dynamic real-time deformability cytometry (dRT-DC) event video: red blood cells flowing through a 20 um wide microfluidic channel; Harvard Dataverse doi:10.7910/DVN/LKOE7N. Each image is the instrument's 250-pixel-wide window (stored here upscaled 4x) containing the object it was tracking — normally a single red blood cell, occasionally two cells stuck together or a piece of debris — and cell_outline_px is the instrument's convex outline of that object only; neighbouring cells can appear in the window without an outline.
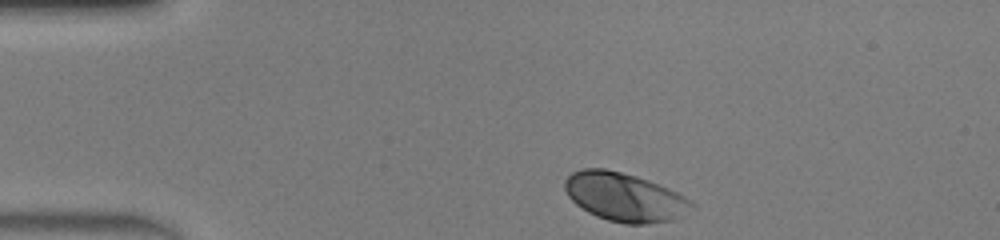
{"species": "human", "species_latin": "Homo sapiens", "temperature_condition": "warm", "stored_images_in_passage": 33, "camera_frame_rate_fps": 3000, "um_per_image_px": 0.085, "donor": {"sex": "male"}, "frame": {"image": 1, "passage_image": 1, "time_ms": 0.0, "image_size_px": [1000, 240], "cell_outline_px": [[696, 208], [672, 220], [644, 224], [624, 224], [608, 220], [596, 216], [588, 212], [576, 204], [568, 196], [564, 188], [564, 180], [572, 172], [584, 168], [604, 168], [636, 176], [648, 180], [668, 188], [692, 200], [696, 204]], "centroid_in_image_um": [53.1, 16.75], "position_along_channel_um": 31.9, "area_um2": 36.01}}
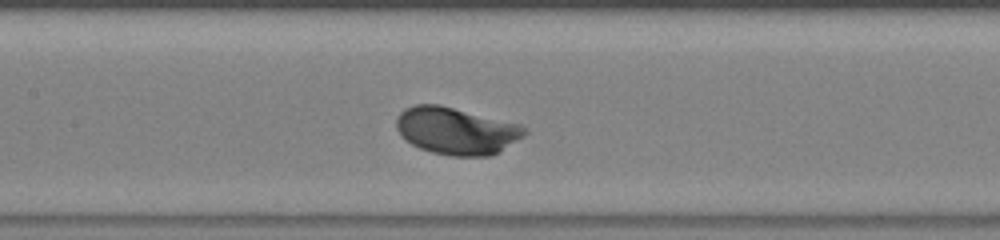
{"frame": {"image": 2, "passage_image": 15, "time_ms": 4.667, "image_size_px": [1000, 240], "cell_outline_px": [[528, 132], [524, 136], [500, 152], [492, 156], [448, 156], [432, 152], [420, 148], [404, 140], [400, 136], [396, 128], [396, 116], [404, 108], [416, 104], [440, 104], [520, 124], [528, 128]], "centroid_in_image_um": [38.78, 11.12], "position_along_channel_um": 168.6, "area_um2": 35.72}}
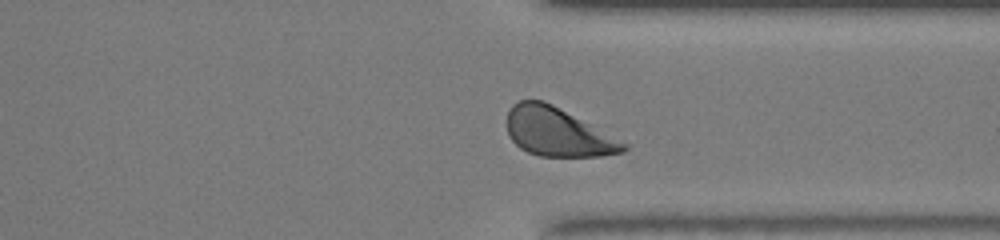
{"frame": {"image": 3, "passage_image": 29, "time_ms": 9.333, "image_size_px": [1000, 240], "cell_outline_px": [[628, 148], [624, 152], [600, 156], [540, 156], [528, 152], [520, 148], [508, 136], [508, 112], [512, 104], [520, 100], [544, 100], [552, 104], [628, 144]], "centroid_in_image_um": [47.38, 11.23], "position_along_channel_um": 364.0, "area_um2": 32.66}, "authors_computed_cell_mechanics": {"area_um2": 33.6974, "velocity_mm_per_s": 4.1973, "shape_relaxation_time_tau1_ms": 1.1312, "shape_relaxation_time_tau2_ms": 8.3223, "deformation_change_tau1": 0.1065, "deformation_change_tau2": 0.1548}}